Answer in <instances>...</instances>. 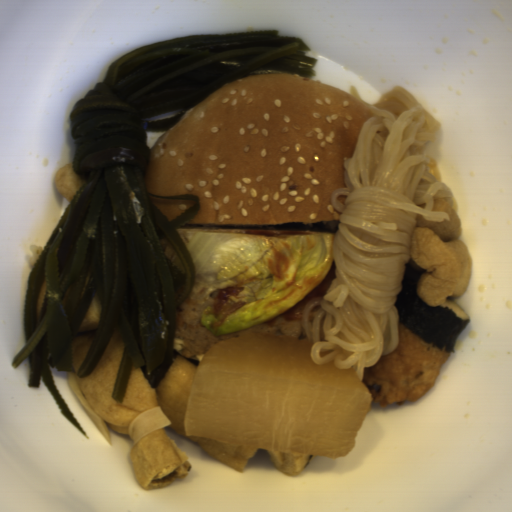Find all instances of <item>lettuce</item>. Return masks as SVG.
<instances>
[{"instance_id":"9fb2a089","label":"lettuce","mask_w":512,"mask_h":512,"mask_svg":"<svg viewBox=\"0 0 512 512\" xmlns=\"http://www.w3.org/2000/svg\"><path fill=\"white\" fill-rule=\"evenodd\" d=\"M336 238L323 232L184 235L193 280L206 294L203 327L221 337L282 314L326 275Z\"/></svg>"}]
</instances>
